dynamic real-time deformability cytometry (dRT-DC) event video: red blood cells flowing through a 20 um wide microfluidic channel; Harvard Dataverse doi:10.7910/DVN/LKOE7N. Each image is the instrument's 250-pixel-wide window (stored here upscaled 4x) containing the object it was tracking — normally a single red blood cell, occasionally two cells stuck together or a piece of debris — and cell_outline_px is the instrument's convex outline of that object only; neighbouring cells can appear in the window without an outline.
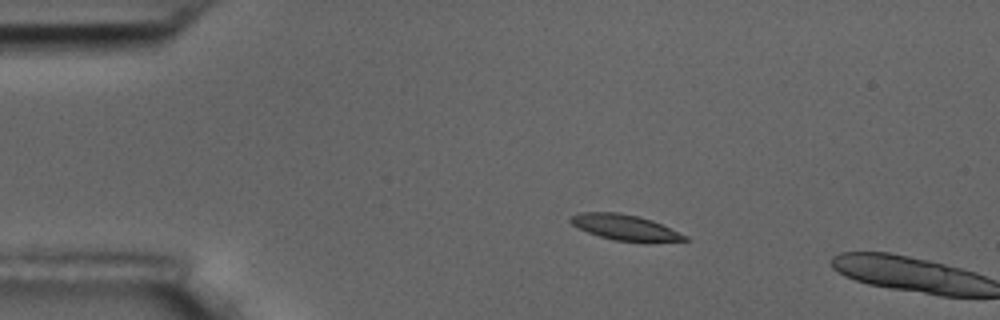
{"species": "common noctule bat (a hibernating species)", "species_latin": "Nyctalus noctula", "temperature_condition": "room temperature", "stored_images_in_passage": 4, "camera_frame_rate_fps": 3000, "um_per_image_px": 0.085, "animal": {"sex": "male", "body_mass_g": 17.5, "forearm_length_mm": 52.3}, "frame": {"image": 1, "passage_image": 3, "time_ms": 2.333, "image_size_px": [1000, 320], "cell_outline_px": [[688, 240], [612, 240], [588, 232], [572, 224], [568, 220], [572, 216], [580, 212], [616, 212], [636, 216], [652, 220], [688, 236]], "centroid_in_image_um": [53.05, 19.29], "position_along_channel_um": 31.9, "area_um2": 16.24}}